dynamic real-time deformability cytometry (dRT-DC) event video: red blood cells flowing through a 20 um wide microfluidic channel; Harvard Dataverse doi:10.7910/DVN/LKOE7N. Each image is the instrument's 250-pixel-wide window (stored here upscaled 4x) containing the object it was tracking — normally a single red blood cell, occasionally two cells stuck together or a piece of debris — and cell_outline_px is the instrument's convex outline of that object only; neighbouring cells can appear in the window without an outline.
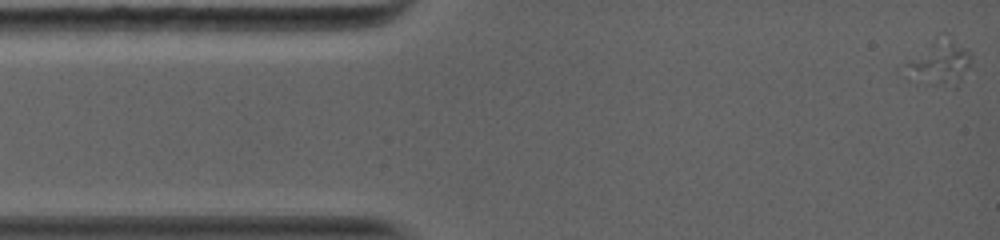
{"species": "common noctule bat (a hibernating species)", "species_latin": "Nyctalus noctula", "temperature_condition": "warm", "stored_images_in_passage": 108, "camera_frame_rate_fps": 5000, "um_per_image_px": 0.085, "animal": {"sex": "female", "body_mass_g": 19.0, "forearm_length_mm": 56.7}, "frame": {"image": 1, "passage_image": 1, "time_ms": 0.0, "image_size_px": [1000, 240], "cell_outline_px": [[972, 56], [956, 88], [928, 84], [904, 64], [908, 60], [940, 32], [948, 32], [968, 48]], "centroid_in_image_um": [79.99, 5.19], "position_along_channel_um": 5.0, "area_um2": 16.99}}
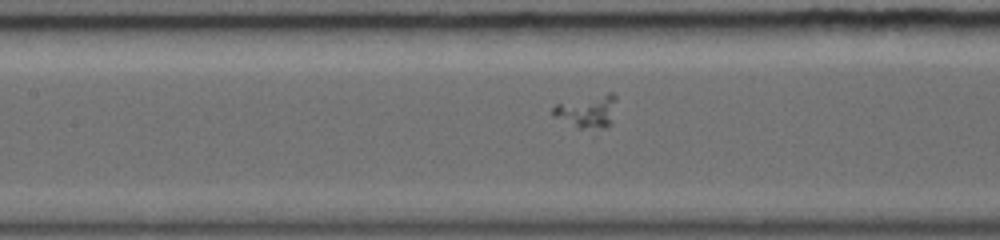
{"frame": {"image": 2, "passage_image": 45, "time_ms": 5.8, "image_size_px": [1000, 240], "cell_outline_px": [[616, 96], [612, 124], [592, 136], [552, 116], [552, 108], [556, 104], [608, 92], [612, 92]], "centroid_in_image_um": [49.95, 9.57], "position_along_channel_um": 157.5, "area_um2": 13.12}}